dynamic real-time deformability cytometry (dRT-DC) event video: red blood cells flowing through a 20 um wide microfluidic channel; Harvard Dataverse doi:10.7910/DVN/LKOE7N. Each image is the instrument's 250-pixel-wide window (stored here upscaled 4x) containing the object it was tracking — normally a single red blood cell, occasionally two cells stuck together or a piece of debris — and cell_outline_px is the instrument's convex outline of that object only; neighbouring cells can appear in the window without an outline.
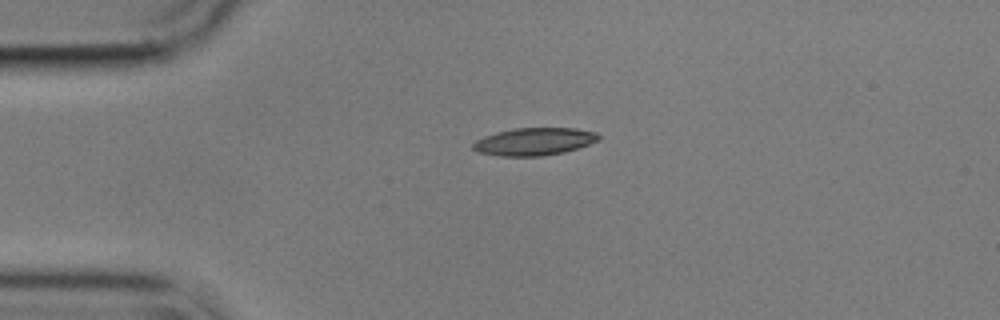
{"species": "common noctule bat (a hibernating species)", "species_latin": "Nyctalus noctula", "temperature_condition": "cold", "stored_images_in_passage": 44, "camera_frame_rate_fps": 3000, "um_per_image_px": 0.085, "animal": {"sex": "male", "body_mass_g": 17.9}, "frame": {"image": 1, "passage_image": 1, "time_ms": 0.0, "image_size_px": [1000, 320], "cell_outline_px": [[600, 140], [564, 152], [540, 156], [500, 156], [476, 152], [472, 148], [472, 144], [476, 140], [484, 136], [496, 132], [512, 128], [576, 128], [596, 132], [600, 136]], "centroid_in_image_um": [45.38, 12.03], "position_along_channel_um": 39.6, "area_um2": 20.23}}
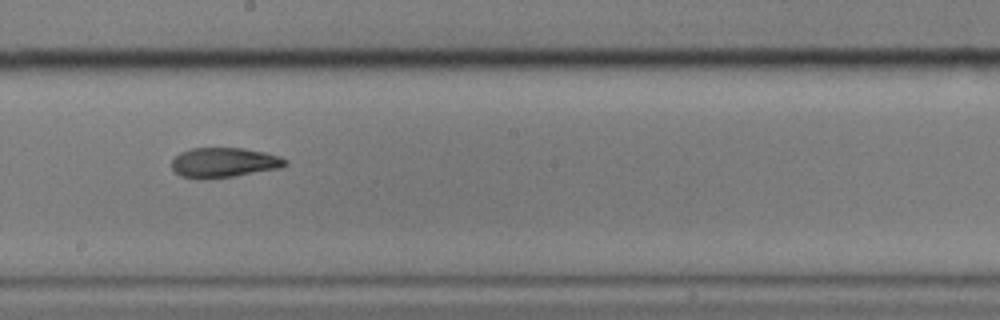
{"frame": {"image": 2, "passage_image": 19, "time_ms": 6.0, "image_size_px": [1000, 320], "cell_outline_px": [[288, 164], [280, 168], [232, 176], [200, 180], [196, 180], [180, 176], [172, 168], [172, 160], [180, 152], [192, 148], [244, 148], [264, 152], [280, 156], [288, 160]], "centroid_in_image_um": [19.02, 13.82], "position_along_channel_um": 229.2, "area_um2": 19.88}}
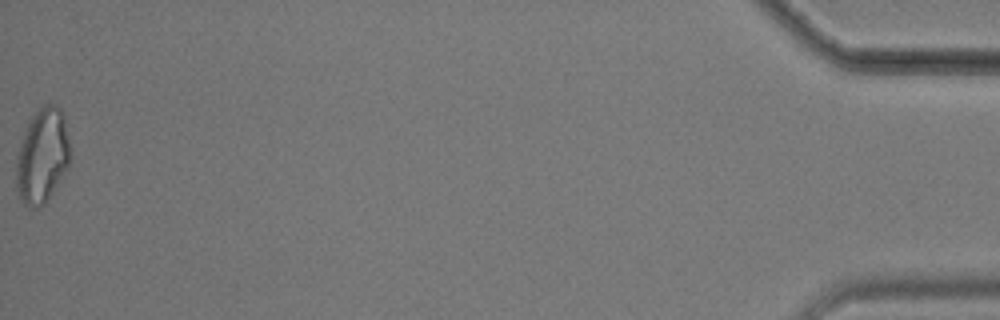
{"frame": {"image": 3, "passage_image": 44, "time_ms": 14.333, "image_size_px": [1000, 320], "cell_outline_px": [[68, 168], [44, 204], [36, 208], [28, 208], [24, 204], [16, 192], [16, 156], [28, 120], [44, 104], [56, 104], [60, 108], [64, 116], [68, 140]], "centroid_in_image_um": [3.56, 13.26], "position_along_channel_um": 431.6, "area_um2": 29.65}, "authors_computed_cell_mechanics": {"area_um2": 20.2011, "velocity_mm_per_s": 3.5916, "shape_relaxation_time_tau1_ms": 11.3274, "shape_relaxation_time_tau2_ms": 2.6703, "deformation_change_tau1": 0.2889, "deformation_change_tau2": 0.1079}}